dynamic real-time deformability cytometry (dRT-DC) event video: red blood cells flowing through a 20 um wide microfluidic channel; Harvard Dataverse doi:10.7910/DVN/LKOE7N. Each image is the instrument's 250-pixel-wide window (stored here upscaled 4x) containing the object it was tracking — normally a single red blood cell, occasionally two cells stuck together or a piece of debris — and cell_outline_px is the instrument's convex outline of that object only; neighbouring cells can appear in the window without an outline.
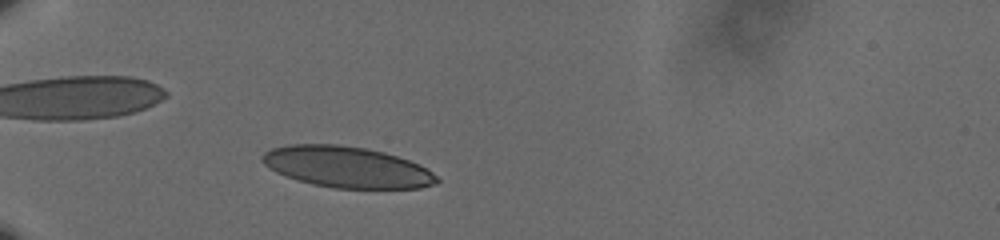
{"species": "human", "species_latin": "Homo sapiens", "temperature_condition": "cold", "stored_images_in_passage": 42, "camera_frame_rate_fps": 3000, "um_per_image_px": 0.085, "donor": {"sex": "male"}, "frame": {"image": 1, "passage_image": 8, "time_ms": 2.333, "image_size_px": [1000, 240], "cell_outline_px": [[440, 180], [436, 184], [420, 188], [336, 188], [312, 184], [276, 172], [268, 168], [260, 160], [260, 156], [264, 152], [272, 148], [288, 144], [340, 144], [368, 148], [384, 152], [420, 164], [432, 172]], "centroid_in_image_um": [29.47, 14.19], "position_along_channel_um": 55.5, "area_um2": 41.91}}
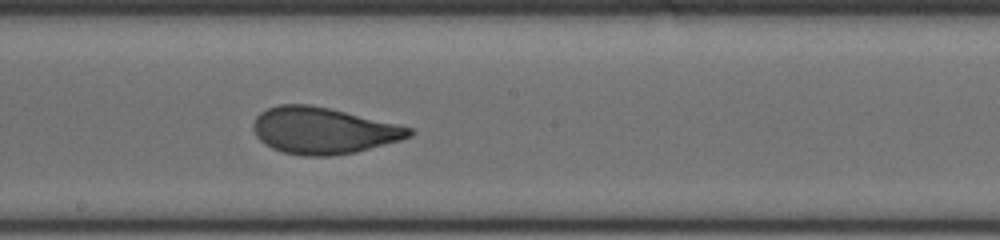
{"frame": {"image": 2, "passage_image": 24, "time_ms": 7.667, "image_size_px": [1000, 240], "cell_outline_px": [[416, 132], [412, 136], [400, 140], [356, 152], [332, 156], [304, 156], [284, 152], [272, 148], [264, 144], [256, 136], [252, 128], [252, 124], [256, 116], [260, 112], [268, 108], [280, 104], [308, 104], [328, 108], [396, 124], [412, 128]], "centroid_in_image_um": [27.45, 11.11], "position_along_channel_um": 220.8, "area_um2": 42.14}}
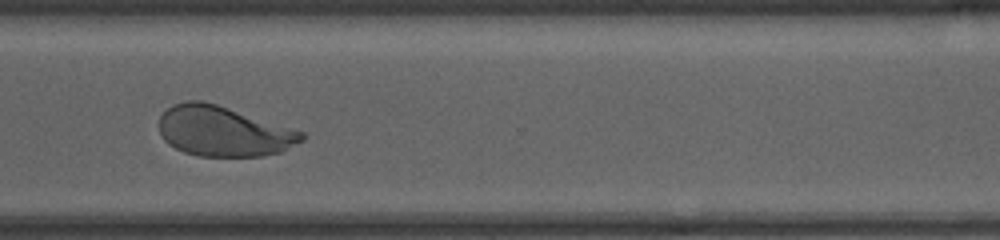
{"frame": {"image": 3, "passage_image": 35, "time_ms": 11.333, "image_size_px": [1000, 240], "cell_outline_px": [[304, 140], [280, 152], [260, 156], [200, 156], [184, 152], [168, 144], [164, 140], [160, 132], [160, 116], [172, 104], [188, 100], [200, 100], [216, 104], [304, 132]], "centroid_in_image_um": [18.97, 11.16], "position_along_channel_um": 351.6, "area_um2": 41.33}, "authors_computed_cell_mechanics": {"area_um2": 41.6738, "velocity_mm_per_s": 3.5921, "shape_relaxation_time_tau1_ms": 5.2404, "shape_relaxation_time_tau2_ms": null, "deformation_change_tau1": 0.1736, "deformation_change_tau2": null}}